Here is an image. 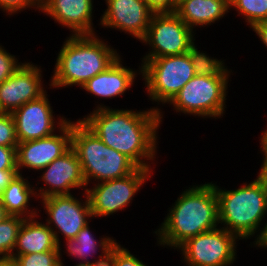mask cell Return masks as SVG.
<instances>
[{
	"mask_svg": "<svg viewBox=\"0 0 267 266\" xmlns=\"http://www.w3.org/2000/svg\"><path fill=\"white\" fill-rule=\"evenodd\" d=\"M162 119L163 111L158 106L135 111L112 109L101 103L90 114L79 118L107 146L145 169H153L151 164H154L152 161H155L158 151V130Z\"/></svg>",
	"mask_w": 267,
	"mask_h": 266,
	"instance_id": "1",
	"label": "cell"
},
{
	"mask_svg": "<svg viewBox=\"0 0 267 266\" xmlns=\"http://www.w3.org/2000/svg\"><path fill=\"white\" fill-rule=\"evenodd\" d=\"M168 209L161 226L153 232L158 246L178 249L188 239L219 225L218 198L212 182L185 189Z\"/></svg>",
	"mask_w": 267,
	"mask_h": 266,
	"instance_id": "2",
	"label": "cell"
},
{
	"mask_svg": "<svg viewBox=\"0 0 267 266\" xmlns=\"http://www.w3.org/2000/svg\"><path fill=\"white\" fill-rule=\"evenodd\" d=\"M93 35H69L57 55L50 89L68 86L81 88L89 79L105 71L119 57L108 41Z\"/></svg>",
	"mask_w": 267,
	"mask_h": 266,
	"instance_id": "3",
	"label": "cell"
},
{
	"mask_svg": "<svg viewBox=\"0 0 267 266\" xmlns=\"http://www.w3.org/2000/svg\"><path fill=\"white\" fill-rule=\"evenodd\" d=\"M212 184L218 198L221 227L240 240L254 238L256 233L255 241L252 242L254 244L264 231L260 225L267 216V191L256 179L250 183L243 182V185L233 190H223L216 183Z\"/></svg>",
	"mask_w": 267,
	"mask_h": 266,
	"instance_id": "4",
	"label": "cell"
},
{
	"mask_svg": "<svg viewBox=\"0 0 267 266\" xmlns=\"http://www.w3.org/2000/svg\"><path fill=\"white\" fill-rule=\"evenodd\" d=\"M71 148L81 164L87 187L90 182L125 177L138 168L125 154L107 146L79 119L72 121Z\"/></svg>",
	"mask_w": 267,
	"mask_h": 266,
	"instance_id": "5",
	"label": "cell"
},
{
	"mask_svg": "<svg viewBox=\"0 0 267 266\" xmlns=\"http://www.w3.org/2000/svg\"><path fill=\"white\" fill-rule=\"evenodd\" d=\"M229 77L195 75L168 104L176 113L203 119L222 118L225 115Z\"/></svg>",
	"mask_w": 267,
	"mask_h": 266,
	"instance_id": "6",
	"label": "cell"
},
{
	"mask_svg": "<svg viewBox=\"0 0 267 266\" xmlns=\"http://www.w3.org/2000/svg\"><path fill=\"white\" fill-rule=\"evenodd\" d=\"M141 77L149 100L168 104L196 74L188 53L142 59Z\"/></svg>",
	"mask_w": 267,
	"mask_h": 266,
	"instance_id": "7",
	"label": "cell"
},
{
	"mask_svg": "<svg viewBox=\"0 0 267 266\" xmlns=\"http://www.w3.org/2000/svg\"><path fill=\"white\" fill-rule=\"evenodd\" d=\"M152 169L138 167L133 173L96 183L86 189L93 218L108 217L132 204L135 194L151 178Z\"/></svg>",
	"mask_w": 267,
	"mask_h": 266,
	"instance_id": "8",
	"label": "cell"
},
{
	"mask_svg": "<svg viewBox=\"0 0 267 266\" xmlns=\"http://www.w3.org/2000/svg\"><path fill=\"white\" fill-rule=\"evenodd\" d=\"M195 33L175 13H154L145 37L140 41L149 45L142 59L182 55L195 43Z\"/></svg>",
	"mask_w": 267,
	"mask_h": 266,
	"instance_id": "9",
	"label": "cell"
},
{
	"mask_svg": "<svg viewBox=\"0 0 267 266\" xmlns=\"http://www.w3.org/2000/svg\"><path fill=\"white\" fill-rule=\"evenodd\" d=\"M220 226L188 239L177 249L187 266H232L240 239Z\"/></svg>",
	"mask_w": 267,
	"mask_h": 266,
	"instance_id": "10",
	"label": "cell"
},
{
	"mask_svg": "<svg viewBox=\"0 0 267 266\" xmlns=\"http://www.w3.org/2000/svg\"><path fill=\"white\" fill-rule=\"evenodd\" d=\"M85 193V194H84ZM82 193L84 201L74 195L50 196L40 199L42 207L48 218L46 224L54 232L55 239L58 243L60 266H65L62 258L61 234L66 240L74 239L79 231L90 223L92 211L86 191ZM81 200V201H80ZM89 220V221H88Z\"/></svg>",
	"mask_w": 267,
	"mask_h": 266,
	"instance_id": "11",
	"label": "cell"
},
{
	"mask_svg": "<svg viewBox=\"0 0 267 266\" xmlns=\"http://www.w3.org/2000/svg\"><path fill=\"white\" fill-rule=\"evenodd\" d=\"M47 93L11 113L18 143L51 136L69 120L65 116H59L58 119L53 116V107Z\"/></svg>",
	"mask_w": 267,
	"mask_h": 266,
	"instance_id": "12",
	"label": "cell"
},
{
	"mask_svg": "<svg viewBox=\"0 0 267 266\" xmlns=\"http://www.w3.org/2000/svg\"><path fill=\"white\" fill-rule=\"evenodd\" d=\"M48 137L20 142L16 149L17 169L40 171L71 148L72 121L68 120L60 129Z\"/></svg>",
	"mask_w": 267,
	"mask_h": 266,
	"instance_id": "13",
	"label": "cell"
},
{
	"mask_svg": "<svg viewBox=\"0 0 267 266\" xmlns=\"http://www.w3.org/2000/svg\"><path fill=\"white\" fill-rule=\"evenodd\" d=\"M40 171H43L39 176L42 179L40 181H43L45 187L36 188L34 185L37 199L71 195L72 189L82 188L84 192L87 189L81 164L72 148Z\"/></svg>",
	"mask_w": 267,
	"mask_h": 266,
	"instance_id": "14",
	"label": "cell"
},
{
	"mask_svg": "<svg viewBox=\"0 0 267 266\" xmlns=\"http://www.w3.org/2000/svg\"><path fill=\"white\" fill-rule=\"evenodd\" d=\"M42 75L41 66L25 61L14 74L0 84L1 111L12 113L25 103L44 95L47 91Z\"/></svg>",
	"mask_w": 267,
	"mask_h": 266,
	"instance_id": "15",
	"label": "cell"
},
{
	"mask_svg": "<svg viewBox=\"0 0 267 266\" xmlns=\"http://www.w3.org/2000/svg\"><path fill=\"white\" fill-rule=\"evenodd\" d=\"M107 8L100 17L102 28L125 32L141 41L154 12L145 0H105Z\"/></svg>",
	"mask_w": 267,
	"mask_h": 266,
	"instance_id": "16",
	"label": "cell"
},
{
	"mask_svg": "<svg viewBox=\"0 0 267 266\" xmlns=\"http://www.w3.org/2000/svg\"><path fill=\"white\" fill-rule=\"evenodd\" d=\"M93 1L40 0V11L70 29L71 35H93L97 34L93 27Z\"/></svg>",
	"mask_w": 267,
	"mask_h": 266,
	"instance_id": "17",
	"label": "cell"
},
{
	"mask_svg": "<svg viewBox=\"0 0 267 266\" xmlns=\"http://www.w3.org/2000/svg\"><path fill=\"white\" fill-rule=\"evenodd\" d=\"M138 75H141V67L139 70H133L123 66L120 56L109 68L89 79L80 89L97 98L113 99L132 88Z\"/></svg>",
	"mask_w": 267,
	"mask_h": 266,
	"instance_id": "18",
	"label": "cell"
},
{
	"mask_svg": "<svg viewBox=\"0 0 267 266\" xmlns=\"http://www.w3.org/2000/svg\"><path fill=\"white\" fill-rule=\"evenodd\" d=\"M35 216L26 218L19 230L11 259L19 255L59 251L54 232L44 222H39Z\"/></svg>",
	"mask_w": 267,
	"mask_h": 266,
	"instance_id": "19",
	"label": "cell"
},
{
	"mask_svg": "<svg viewBox=\"0 0 267 266\" xmlns=\"http://www.w3.org/2000/svg\"><path fill=\"white\" fill-rule=\"evenodd\" d=\"M230 0H181L175 13L192 30L208 27L226 17L230 11Z\"/></svg>",
	"mask_w": 267,
	"mask_h": 266,
	"instance_id": "20",
	"label": "cell"
},
{
	"mask_svg": "<svg viewBox=\"0 0 267 266\" xmlns=\"http://www.w3.org/2000/svg\"><path fill=\"white\" fill-rule=\"evenodd\" d=\"M18 174L5 188L0 196V201L7 215L20 216L24 219L39 216L41 210L33 208L30 200L37 198L35 188L28 181V177ZM35 198H32L34 197ZM32 198V199H31ZM31 209V210H30Z\"/></svg>",
	"mask_w": 267,
	"mask_h": 266,
	"instance_id": "21",
	"label": "cell"
},
{
	"mask_svg": "<svg viewBox=\"0 0 267 266\" xmlns=\"http://www.w3.org/2000/svg\"><path fill=\"white\" fill-rule=\"evenodd\" d=\"M95 234L93 235L90 231V226L87 224L83 227L74 239L66 240L64 248H66V253L71 259L72 257L77 260V262L92 263V259L97 254V250L105 252L108 250L115 242L116 239L113 237L103 236L102 238L94 239ZM96 253V254H95ZM92 258V259H89ZM79 260V261H78Z\"/></svg>",
	"mask_w": 267,
	"mask_h": 266,
	"instance_id": "22",
	"label": "cell"
},
{
	"mask_svg": "<svg viewBox=\"0 0 267 266\" xmlns=\"http://www.w3.org/2000/svg\"><path fill=\"white\" fill-rule=\"evenodd\" d=\"M198 50L194 43L188 50V54L192 60L194 72L196 75L204 76H230L232 69L228 70L224 60L217 59Z\"/></svg>",
	"mask_w": 267,
	"mask_h": 266,
	"instance_id": "23",
	"label": "cell"
},
{
	"mask_svg": "<svg viewBox=\"0 0 267 266\" xmlns=\"http://www.w3.org/2000/svg\"><path fill=\"white\" fill-rule=\"evenodd\" d=\"M24 218L7 215L0 221V259L11 258Z\"/></svg>",
	"mask_w": 267,
	"mask_h": 266,
	"instance_id": "24",
	"label": "cell"
},
{
	"mask_svg": "<svg viewBox=\"0 0 267 266\" xmlns=\"http://www.w3.org/2000/svg\"><path fill=\"white\" fill-rule=\"evenodd\" d=\"M232 8L238 12V16L242 15L250 28L267 21V0H230V10Z\"/></svg>",
	"mask_w": 267,
	"mask_h": 266,
	"instance_id": "25",
	"label": "cell"
},
{
	"mask_svg": "<svg viewBox=\"0 0 267 266\" xmlns=\"http://www.w3.org/2000/svg\"><path fill=\"white\" fill-rule=\"evenodd\" d=\"M14 260L19 266H60L59 251L19 255Z\"/></svg>",
	"mask_w": 267,
	"mask_h": 266,
	"instance_id": "26",
	"label": "cell"
},
{
	"mask_svg": "<svg viewBox=\"0 0 267 266\" xmlns=\"http://www.w3.org/2000/svg\"><path fill=\"white\" fill-rule=\"evenodd\" d=\"M18 140L14 118L11 113L0 115V146L17 147Z\"/></svg>",
	"mask_w": 267,
	"mask_h": 266,
	"instance_id": "27",
	"label": "cell"
},
{
	"mask_svg": "<svg viewBox=\"0 0 267 266\" xmlns=\"http://www.w3.org/2000/svg\"><path fill=\"white\" fill-rule=\"evenodd\" d=\"M22 64L0 44V84L14 74Z\"/></svg>",
	"mask_w": 267,
	"mask_h": 266,
	"instance_id": "28",
	"label": "cell"
},
{
	"mask_svg": "<svg viewBox=\"0 0 267 266\" xmlns=\"http://www.w3.org/2000/svg\"><path fill=\"white\" fill-rule=\"evenodd\" d=\"M28 8L38 10L40 13V0H0V9L6 16H13Z\"/></svg>",
	"mask_w": 267,
	"mask_h": 266,
	"instance_id": "29",
	"label": "cell"
},
{
	"mask_svg": "<svg viewBox=\"0 0 267 266\" xmlns=\"http://www.w3.org/2000/svg\"><path fill=\"white\" fill-rule=\"evenodd\" d=\"M115 266H148L135 255L124 248L120 243L115 242Z\"/></svg>",
	"mask_w": 267,
	"mask_h": 266,
	"instance_id": "30",
	"label": "cell"
},
{
	"mask_svg": "<svg viewBox=\"0 0 267 266\" xmlns=\"http://www.w3.org/2000/svg\"><path fill=\"white\" fill-rule=\"evenodd\" d=\"M16 149L0 146V170L17 169Z\"/></svg>",
	"mask_w": 267,
	"mask_h": 266,
	"instance_id": "31",
	"label": "cell"
},
{
	"mask_svg": "<svg viewBox=\"0 0 267 266\" xmlns=\"http://www.w3.org/2000/svg\"><path fill=\"white\" fill-rule=\"evenodd\" d=\"M154 13H173L176 10L175 0H145Z\"/></svg>",
	"mask_w": 267,
	"mask_h": 266,
	"instance_id": "32",
	"label": "cell"
},
{
	"mask_svg": "<svg viewBox=\"0 0 267 266\" xmlns=\"http://www.w3.org/2000/svg\"><path fill=\"white\" fill-rule=\"evenodd\" d=\"M97 258L92 260V266H115V243Z\"/></svg>",
	"mask_w": 267,
	"mask_h": 266,
	"instance_id": "33",
	"label": "cell"
},
{
	"mask_svg": "<svg viewBox=\"0 0 267 266\" xmlns=\"http://www.w3.org/2000/svg\"><path fill=\"white\" fill-rule=\"evenodd\" d=\"M19 174L18 169L0 170V196L10 182Z\"/></svg>",
	"mask_w": 267,
	"mask_h": 266,
	"instance_id": "34",
	"label": "cell"
},
{
	"mask_svg": "<svg viewBox=\"0 0 267 266\" xmlns=\"http://www.w3.org/2000/svg\"><path fill=\"white\" fill-rule=\"evenodd\" d=\"M251 29L260 38V41L267 49V21L259 22L255 24Z\"/></svg>",
	"mask_w": 267,
	"mask_h": 266,
	"instance_id": "35",
	"label": "cell"
},
{
	"mask_svg": "<svg viewBox=\"0 0 267 266\" xmlns=\"http://www.w3.org/2000/svg\"><path fill=\"white\" fill-rule=\"evenodd\" d=\"M258 183L267 191V159L263 158L261 169L256 178Z\"/></svg>",
	"mask_w": 267,
	"mask_h": 266,
	"instance_id": "36",
	"label": "cell"
},
{
	"mask_svg": "<svg viewBox=\"0 0 267 266\" xmlns=\"http://www.w3.org/2000/svg\"><path fill=\"white\" fill-rule=\"evenodd\" d=\"M267 222V221H266ZM264 231L261 235V237L254 243L253 247H258V248H264L267 249V223L263 225Z\"/></svg>",
	"mask_w": 267,
	"mask_h": 266,
	"instance_id": "37",
	"label": "cell"
},
{
	"mask_svg": "<svg viewBox=\"0 0 267 266\" xmlns=\"http://www.w3.org/2000/svg\"><path fill=\"white\" fill-rule=\"evenodd\" d=\"M267 127V126H266ZM263 134H261V138L259 139L260 140V153H262L263 155V158H266L267 159V128H265V130L262 132Z\"/></svg>",
	"mask_w": 267,
	"mask_h": 266,
	"instance_id": "38",
	"label": "cell"
},
{
	"mask_svg": "<svg viewBox=\"0 0 267 266\" xmlns=\"http://www.w3.org/2000/svg\"><path fill=\"white\" fill-rule=\"evenodd\" d=\"M0 266H19L14 259L2 258L0 259Z\"/></svg>",
	"mask_w": 267,
	"mask_h": 266,
	"instance_id": "39",
	"label": "cell"
},
{
	"mask_svg": "<svg viewBox=\"0 0 267 266\" xmlns=\"http://www.w3.org/2000/svg\"><path fill=\"white\" fill-rule=\"evenodd\" d=\"M7 216L5 209L0 201V221H2Z\"/></svg>",
	"mask_w": 267,
	"mask_h": 266,
	"instance_id": "40",
	"label": "cell"
},
{
	"mask_svg": "<svg viewBox=\"0 0 267 266\" xmlns=\"http://www.w3.org/2000/svg\"><path fill=\"white\" fill-rule=\"evenodd\" d=\"M74 266H92V264L90 263H84V262H78L76 265Z\"/></svg>",
	"mask_w": 267,
	"mask_h": 266,
	"instance_id": "41",
	"label": "cell"
}]
</instances>
